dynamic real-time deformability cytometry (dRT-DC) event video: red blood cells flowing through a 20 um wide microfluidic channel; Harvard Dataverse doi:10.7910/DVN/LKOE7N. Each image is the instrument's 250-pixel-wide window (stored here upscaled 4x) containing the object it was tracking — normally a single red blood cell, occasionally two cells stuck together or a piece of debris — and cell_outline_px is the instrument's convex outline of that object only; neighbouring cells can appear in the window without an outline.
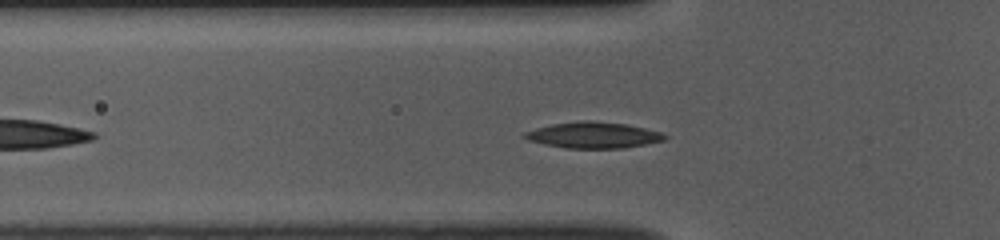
{"species": "common noctule bat (a hibernating species)", "species_latin": "Nyctalus noctula", "temperature_condition": "room temperature", "stored_images_in_passage": 40, "camera_frame_rate_fps": 3000, "um_per_image_px": 0.085, "animal": {"sex": "female", "body_mass_g": 10.0, "forearm_length_mm": 53.1}, "frame": {"image": 1, "passage_image": 7, "time_ms": 2.0, "image_size_px": [1000, 240], "cell_outline_px": [[668, 136], [664, 140], [624, 148], [568, 148], [544, 144], [528, 140], [520, 136], [524, 132], [536, 128], [552, 124], [584, 120], [592, 120], [628, 124], [660, 132]], "centroid_in_image_um": [50.41, 11.48], "position_along_channel_um": 75.4, "area_um2": 21.27}}
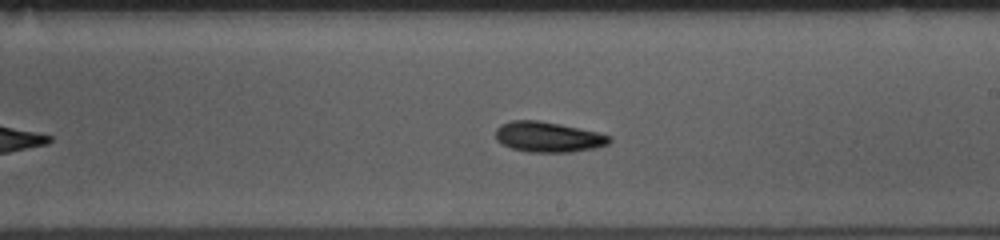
{"frame": {"image": 2, "passage_image": 20, "time_ms": 6.333, "image_size_px": [1000, 240], "cell_outline_px": [[612, 140], [608, 144], [596, 148], [572, 152], [528, 152], [512, 148], [496, 140], [496, 128], [500, 124], [512, 120], [540, 120], [560, 124], [596, 132], [612, 136]], "centroid_in_image_um": [46.6, 11.64], "position_along_channel_um": 242.4, "area_um2": 20.17}}
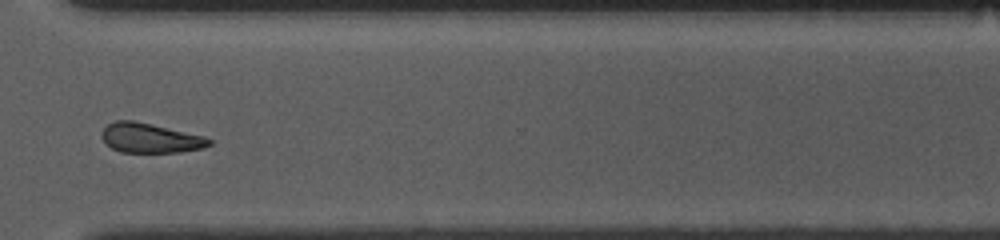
{"frame": {"image": 3, "passage_image": 29, "time_ms": 9.333, "image_size_px": [1000, 240], "cell_outline_px": [[212, 144], [204, 148], [180, 152], [120, 152], [112, 148], [104, 140], [104, 128], [108, 124], [116, 120], [132, 120], [204, 136], [212, 140]], "centroid_in_image_um": [12.82, 11.74], "position_along_channel_um": 357.8, "area_um2": 18.21}, "authors_computed_cell_mechanics": {"area_um2": 19.7387, "velocity_mm_per_s": 3.8463, "shape_relaxation_time_tau1_ms": 3.3524, "shape_relaxation_time_tau2_ms": null, "deformation_change_tau1": 0.1061, "deformation_change_tau2": null}}